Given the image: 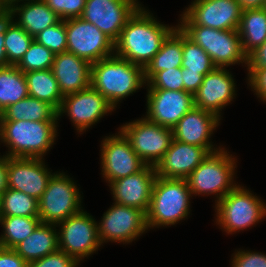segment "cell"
Returning a JSON list of instances; mask_svg holds the SVG:
<instances>
[{
    "instance_id": "cell-1",
    "label": "cell",
    "mask_w": 266,
    "mask_h": 267,
    "mask_svg": "<svg viewBox=\"0 0 266 267\" xmlns=\"http://www.w3.org/2000/svg\"><path fill=\"white\" fill-rule=\"evenodd\" d=\"M153 18L141 7L135 11L114 43L117 56L146 68L166 38L175 30Z\"/></svg>"
},
{
    "instance_id": "cell-36",
    "label": "cell",
    "mask_w": 266,
    "mask_h": 267,
    "mask_svg": "<svg viewBox=\"0 0 266 267\" xmlns=\"http://www.w3.org/2000/svg\"><path fill=\"white\" fill-rule=\"evenodd\" d=\"M34 40L44 45L47 49L55 55L66 52L67 49V35L65 29V20H60L58 23L41 31Z\"/></svg>"
},
{
    "instance_id": "cell-34",
    "label": "cell",
    "mask_w": 266,
    "mask_h": 267,
    "mask_svg": "<svg viewBox=\"0 0 266 267\" xmlns=\"http://www.w3.org/2000/svg\"><path fill=\"white\" fill-rule=\"evenodd\" d=\"M182 54L183 60L181 67L189 69V71L199 72L205 76L216 68L205 50L189 39L184 33Z\"/></svg>"
},
{
    "instance_id": "cell-18",
    "label": "cell",
    "mask_w": 266,
    "mask_h": 267,
    "mask_svg": "<svg viewBox=\"0 0 266 267\" xmlns=\"http://www.w3.org/2000/svg\"><path fill=\"white\" fill-rule=\"evenodd\" d=\"M51 177L40 158L7 157L8 188L39 200Z\"/></svg>"
},
{
    "instance_id": "cell-33",
    "label": "cell",
    "mask_w": 266,
    "mask_h": 267,
    "mask_svg": "<svg viewBox=\"0 0 266 267\" xmlns=\"http://www.w3.org/2000/svg\"><path fill=\"white\" fill-rule=\"evenodd\" d=\"M12 21L8 15L4 18V48L7 54L8 64L16 66L28 50L34 38Z\"/></svg>"
},
{
    "instance_id": "cell-49",
    "label": "cell",
    "mask_w": 266,
    "mask_h": 267,
    "mask_svg": "<svg viewBox=\"0 0 266 267\" xmlns=\"http://www.w3.org/2000/svg\"><path fill=\"white\" fill-rule=\"evenodd\" d=\"M19 1H22V0H6V3H16V2H19ZM27 1H29V0H27Z\"/></svg>"
},
{
    "instance_id": "cell-20",
    "label": "cell",
    "mask_w": 266,
    "mask_h": 267,
    "mask_svg": "<svg viewBox=\"0 0 266 267\" xmlns=\"http://www.w3.org/2000/svg\"><path fill=\"white\" fill-rule=\"evenodd\" d=\"M209 154L204 147L173 139L164 156L155 165L156 176L186 179Z\"/></svg>"
},
{
    "instance_id": "cell-29",
    "label": "cell",
    "mask_w": 266,
    "mask_h": 267,
    "mask_svg": "<svg viewBox=\"0 0 266 267\" xmlns=\"http://www.w3.org/2000/svg\"><path fill=\"white\" fill-rule=\"evenodd\" d=\"M28 94L59 110L63 95L51 69L25 72Z\"/></svg>"
},
{
    "instance_id": "cell-22",
    "label": "cell",
    "mask_w": 266,
    "mask_h": 267,
    "mask_svg": "<svg viewBox=\"0 0 266 267\" xmlns=\"http://www.w3.org/2000/svg\"><path fill=\"white\" fill-rule=\"evenodd\" d=\"M219 117L212 112L202 110L194 106L189 110L179 122L172 128L173 139L191 145L204 147L209 153L213 150V145L209 142L210 135L218 126Z\"/></svg>"
},
{
    "instance_id": "cell-38",
    "label": "cell",
    "mask_w": 266,
    "mask_h": 267,
    "mask_svg": "<svg viewBox=\"0 0 266 267\" xmlns=\"http://www.w3.org/2000/svg\"><path fill=\"white\" fill-rule=\"evenodd\" d=\"M61 20L80 17L86 0H43Z\"/></svg>"
},
{
    "instance_id": "cell-6",
    "label": "cell",
    "mask_w": 266,
    "mask_h": 267,
    "mask_svg": "<svg viewBox=\"0 0 266 267\" xmlns=\"http://www.w3.org/2000/svg\"><path fill=\"white\" fill-rule=\"evenodd\" d=\"M227 151L219 148L210 153L198 167L186 178L192 194H217L220 201L226 194L233 190L235 159Z\"/></svg>"
},
{
    "instance_id": "cell-40",
    "label": "cell",
    "mask_w": 266,
    "mask_h": 267,
    "mask_svg": "<svg viewBox=\"0 0 266 267\" xmlns=\"http://www.w3.org/2000/svg\"><path fill=\"white\" fill-rule=\"evenodd\" d=\"M232 263V267H266V255L238 251L235 253Z\"/></svg>"
},
{
    "instance_id": "cell-8",
    "label": "cell",
    "mask_w": 266,
    "mask_h": 267,
    "mask_svg": "<svg viewBox=\"0 0 266 267\" xmlns=\"http://www.w3.org/2000/svg\"><path fill=\"white\" fill-rule=\"evenodd\" d=\"M80 198L79 189L68 176L63 173L52 175L46 190L38 200L39 219L42 223L55 227L82 210Z\"/></svg>"
},
{
    "instance_id": "cell-16",
    "label": "cell",
    "mask_w": 266,
    "mask_h": 267,
    "mask_svg": "<svg viewBox=\"0 0 266 267\" xmlns=\"http://www.w3.org/2000/svg\"><path fill=\"white\" fill-rule=\"evenodd\" d=\"M194 106V95L184 90L148 89L145 118L172 129Z\"/></svg>"
},
{
    "instance_id": "cell-2",
    "label": "cell",
    "mask_w": 266,
    "mask_h": 267,
    "mask_svg": "<svg viewBox=\"0 0 266 267\" xmlns=\"http://www.w3.org/2000/svg\"><path fill=\"white\" fill-rule=\"evenodd\" d=\"M145 82L142 66L117 55L91 64L90 86L102 94L113 108Z\"/></svg>"
},
{
    "instance_id": "cell-12",
    "label": "cell",
    "mask_w": 266,
    "mask_h": 267,
    "mask_svg": "<svg viewBox=\"0 0 266 267\" xmlns=\"http://www.w3.org/2000/svg\"><path fill=\"white\" fill-rule=\"evenodd\" d=\"M242 9L237 0H195L183 13L180 26L238 30Z\"/></svg>"
},
{
    "instance_id": "cell-10",
    "label": "cell",
    "mask_w": 266,
    "mask_h": 267,
    "mask_svg": "<svg viewBox=\"0 0 266 267\" xmlns=\"http://www.w3.org/2000/svg\"><path fill=\"white\" fill-rule=\"evenodd\" d=\"M65 29L67 52L73 53L91 64L113 55L114 42L95 25L81 17L66 19Z\"/></svg>"
},
{
    "instance_id": "cell-25",
    "label": "cell",
    "mask_w": 266,
    "mask_h": 267,
    "mask_svg": "<svg viewBox=\"0 0 266 267\" xmlns=\"http://www.w3.org/2000/svg\"><path fill=\"white\" fill-rule=\"evenodd\" d=\"M27 263L58 249V234L52 224L40 223L34 232L13 248Z\"/></svg>"
},
{
    "instance_id": "cell-42",
    "label": "cell",
    "mask_w": 266,
    "mask_h": 267,
    "mask_svg": "<svg viewBox=\"0 0 266 267\" xmlns=\"http://www.w3.org/2000/svg\"><path fill=\"white\" fill-rule=\"evenodd\" d=\"M28 263L12 248L0 246V267H27Z\"/></svg>"
},
{
    "instance_id": "cell-23",
    "label": "cell",
    "mask_w": 266,
    "mask_h": 267,
    "mask_svg": "<svg viewBox=\"0 0 266 267\" xmlns=\"http://www.w3.org/2000/svg\"><path fill=\"white\" fill-rule=\"evenodd\" d=\"M51 70L63 97L90 87L91 63L73 53L56 54Z\"/></svg>"
},
{
    "instance_id": "cell-46",
    "label": "cell",
    "mask_w": 266,
    "mask_h": 267,
    "mask_svg": "<svg viewBox=\"0 0 266 267\" xmlns=\"http://www.w3.org/2000/svg\"><path fill=\"white\" fill-rule=\"evenodd\" d=\"M4 19L0 21V67L8 66L7 54L4 48Z\"/></svg>"
},
{
    "instance_id": "cell-7",
    "label": "cell",
    "mask_w": 266,
    "mask_h": 267,
    "mask_svg": "<svg viewBox=\"0 0 266 267\" xmlns=\"http://www.w3.org/2000/svg\"><path fill=\"white\" fill-rule=\"evenodd\" d=\"M217 222L227 233L249 227L266 215V206L249 190L237 185L216 204Z\"/></svg>"
},
{
    "instance_id": "cell-21",
    "label": "cell",
    "mask_w": 266,
    "mask_h": 267,
    "mask_svg": "<svg viewBox=\"0 0 266 267\" xmlns=\"http://www.w3.org/2000/svg\"><path fill=\"white\" fill-rule=\"evenodd\" d=\"M232 75L225 69L216 67L203 77L202 84L194 94V104L197 108L219 115L235 94V83Z\"/></svg>"
},
{
    "instance_id": "cell-43",
    "label": "cell",
    "mask_w": 266,
    "mask_h": 267,
    "mask_svg": "<svg viewBox=\"0 0 266 267\" xmlns=\"http://www.w3.org/2000/svg\"><path fill=\"white\" fill-rule=\"evenodd\" d=\"M203 77L204 76L199 72H193L189 71V69L182 68L184 91L194 95L202 84Z\"/></svg>"
},
{
    "instance_id": "cell-35",
    "label": "cell",
    "mask_w": 266,
    "mask_h": 267,
    "mask_svg": "<svg viewBox=\"0 0 266 267\" xmlns=\"http://www.w3.org/2000/svg\"><path fill=\"white\" fill-rule=\"evenodd\" d=\"M55 54L44 45L32 41L28 50L16 65L22 72L51 69Z\"/></svg>"
},
{
    "instance_id": "cell-32",
    "label": "cell",
    "mask_w": 266,
    "mask_h": 267,
    "mask_svg": "<svg viewBox=\"0 0 266 267\" xmlns=\"http://www.w3.org/2000/svg\"><path fill=\"white\" fill-rule=\"evenodd\" d=\"M0 223L5 231L0 237V246L14 248L18 243L31 235L41 223L39 217H0Z\"/></svg>"
},
{
    "instance_id": "cell-5",
    "label": "cell",
    "mask_w": 266,
    "mask_h": 267,
    "mask_svg": "<svg viewBox=\"0 0 266 267\" xmlns=\"http://www.w3.org/2000/svg\"><path fill=\"white\" fill-rule=\"evenodd\" d=\"M189 39L202 47L216 67L238 62L248 64L238 30H218L204 26H177Z\"/></svg>"
},
{
    "instance_id": "cell-17",
    "label": "cell",
    "mask_w": 266,
    "mask_h": 267,
    "mask_svg": "<svg viewBox=\"0 0 266 267\" xmlns=\"http://www.w3.org/2000/svg\"><path fill=\"white\" fill-rule=\"evenodd\" d=\"M113 109L106 98L90 86L65 96L58 110V118L66 111L77 130L83 132Z\"/></svg>"
},
{
    "instance_id": "cell-27",
    "label": "cell",
    "mask_w": 266,
    "mask_h": 267,
    "mask_svg": "<svg viewBox=\"0 0 266 267\" xmlns=\"http://www.w3.org/2000/svg\"><path fill=\"white\" fill-rule=\"evenodd\" d=\"M183 32L176 27L163 42L161 49L155 54L152 61L146 66L145 81H149L157 72L178 68L183 60Z\"/></svg>"
},
{
    "instance_id": "cell-3",
    "label": "cell",
    "mask_w": 266,
    "mask_h": 267,
    "mask_svg": "<svg viewBox=\"0 0 266 267\" xmlns=\"http://www.w3.org/2000/svg\"><path fill=\"white\" fill-rule=\"evenodd\" d=\"M57 121H0V140L11 149L7 157L40 158L56 137Z\"/></svg>"
},
{
    "instance_id": "cell-4",
    "label": "cell",
    "mask_w": 266,
    "mask_h": 267,
    "mask_svg": "<svg viewBox=\"0 0 266 267\" xmlns=\"http://www.w3.org/2000/svg\"><path fill=\"white\" fill-rule=\"evenodd\" d=\"M191 194L186 179H165L156 176L146 213L147 228L174 225L188 216Z\"/></svg>"
},
{
    "instance_id": "cell-11",
    "label": "cell",
    "mask_w": 266,
    "mask_h": 267,
    "mask_svg": "<svg viewBox=\"0 0 266 267\" xmlns=\"http://www.w3.org/2000/svg\"><path fill=\"white\" fill-rule=\"evenodd\" d=\"M58 249L71 255L77 262L94 253L101 245L97 223L83 210L58 223Z\"/></svg>"
},
{
    "instance_id": "cell-14",
    "label": "cell",
    "mask_w": 266,
    "mask_h": 267,
    "mask_svg": "<svg viewBox=\"0 0 266 267\" xmlns=\"http://www.w3.org/2000/svg\"><path fill=\"white\" fill-rule=\"evenodd\" d=\"M99 224L101 244L106 240L129 243L148 229L146 214L142 210L117 203L107 210Z\"/></svg>"
},
{
    "instance_id": "cell-24",
    "label": "cell",
    "mask_w": 266,
    "mask_h": 267,
    "mask_svg": "<svg viewBox=\"0 0 266 267\" xmlns=\"http://www.w3.org/2000/svg\"><path fill=\"white\" fill-rule=\"evenodd\" d=\"M6 4L7 15L13 19L15 13L18 12L20 19L15 23L33 38L41 31H44L61 20L43 0H33V2L29 0V2L19 5V7L17 5L15 6V3Z\"/></svg>"
},
{
    "instance_id": "cell-19",
    "label": "cell",
    "mask_w": 266,
    "mask_h": 267,
    "mask_svg": "<svg viewBox=\"0 0 266 267\" xmlns=\"http://www.w3.org/2000/svg\"><path fill=\"white\" fill-rule=\"evenodd\" d=\"M156 180L154 166L146 165L141 171L122 177L111 183L114 203L148 212L153 186Z\"/></svg>"
},
{
    "instance_id": "cell-30",
    "label": "cell",
    "mask_w": 266,
    "mask_h": 267,
    "mask_svg": "<svg viewBox=\"0 0 266 267\" xmlns=\"http://www.w3.org/2000/svg\"><path fill=\"white\" fill-rule=\"evenodd\" d=\"M28 95L24 72L14 65L0 67V113Z\"/></svg>"
},
{
    "instance_id": "cell-39",
    "label": "cell",
    "mask_w": 266,
    "mask_h": 267,
    "mask_svg": "<svg viewBox=\"0 0 266 267\" xmlns=\"http://www.w3.org/2000/svg\"><path fill=\"white\" fill-rule=\"evenodd\" d=\"M78 263L71 255L57 249L39 260L28 263L27 267H76Z\"/></svg>"
},
{
    "instance_id": "cell-37",
    "label": "cell",
    "mask_w": 266,
    "mask_h": 267,
    "mask_svg": "<svg viewBox=\"0 0 266 267\" xmlns=\"http://www.w3.org/2000/svg\"><path fill=\"white\" fill-rule=\"evenodd\" d=\"M147 83L149 89L183 91L182 67L159 71Z\"/></svg>"
},
{
    "instance_id": "cell-41",
    "label": "cell",
    "mask_w": 266,
    "mask_h": 267,
    "mask_svg": "<svg viewBox=\"0 0 266 267\" xmlns=\"http://www.w3.org/2000/svg\"><path fill=\"white\" fill-rule=\"evenodd\" d=\"M249 83L261 100L266 101V67L248 68Z\"/></svg>"
},
{
    "instance_id": "cell-26",
    "label": "cell",
    "mask_w": 266,
    "mask_h": 267,
    "mask_svg": "<svg viewBox=\"0 0 266 267\" xmlns=\"http://www.w3.org/2000/svg\"><path fill=\"white\" fill-rule=\"evenodd\" d=\"M57 118L58 111L52 105L29 95L0 113V121H57Z\"/></svg>"
},
{
    "instance_id": "cell-13",
    "label": "cell",
    "mask_w": 266,
    "mask_h": 267,
    "mask_svg": "<svg viewBox=\"0 0 266 267\" xmlns=\"http://www.w3.org/2000/svg\"><path fill=\"white\" fill-rule=\"evenodd\" d=\"M139 5L136 0H86L80 17L95 25L115 43Z\"/></svg>"
},
{
    "instance_id": "cell-9",
    "label": "cell",
    "mask_w": 266,
    "mask_h": 267,
    "mask_svg": "<svg viewBox=\"0 0 266 267\" xmlns=\"http://www.w3.org/2000/svg\"><path fill=\"white\" fill-rule=\"evenodd\" d=\"M120 131L131 148L149 166H154L164 156L173 140V130L142 118L121 127Z\"/></svg>"
},
{
    "instance_id": "cell-44",
    "label": "cell",
    "mask_w": 266,
    "mask_h": 267,
    "mask_svg": "<svg viewBox=\"0 0 266 267\" xmlns=\"http://www.w3.org/2000/svg\"><path fill=\"white\" fill-rule=\"evenodd\" d=\"M248 68L266 67V41L248 56Z\"/></svg>"
},
{
    "instance_id": "cell-45",
    "label": "cell",
    "mask_w": 266,
    "mask_h": 267,
    "mask_svg": "<svg viewBox=\"0 0 266 267\" xmlns=\"http://www.w3.org/2000/svg\"><path fill=\"white\" fill-rule=\"evenodd\" d=\"M8 189L7 156L0 157V196Z\"/></svg>"
},
{
    "instance_id": "cell-15",
    "label": "cell",
    "mask_w": 266,
    "mask_h": 267,
    "mask_svg": "<svg viewBox=\"0 0 266 267\" xmlns=\"http://www.w3.org/2000/svg\"><path fill=\"white\" fill-rule=\"evenodd\" d=\"M119 133V135L107 137L102 143V172L103 177L110 183L135 174L146 166L131 148L126 136L121 131Z\"/></svg>"
},
{
    "instance_id": "cell-31",
    "label": "cell",
    "mask_w": 266,
    "mask_h": 267,
    "mask_svg": "<svg viewBox=\"0 0 266 267\" xmlns=\"http://www.w3.org/2000/svg\"><path fill=\"white\" fill-rule=\"evenodd\" d=\"M38 204L36 198L8 188L0 196V217H39Z\"/></svg>"
},
{
    "instance_id": "cell-48",
    "label": "cell",
    "mask_w": 266,
    "mask_h": 267,
    "mask_svg": "<svg viewBox=\"0 0 266 267\" xmlns=\"http://www.w3.org/2000/svg\"><path fill=\"white\" fill-rule=\"evenodd\" d=\"M7 16L6 0H0V21Z\"/></svg>"
},
{
    "instance_id": "cell-28",
    "label": "cell",
    "mask_w": 266,
    "mask_h": 267,
    "mask_svg": "<svg viewBox=\"0 0 266 267\" xmlns=\"http://www.w3.org/2000/svg\"><path fill=\"white\" fill-rule=\"evenodd\" d=\"M238 33L243 51L249 56L266 41V9L242 10Z\"/></svg>"
},
{
    "instance_id": "cell-47",
    "label": "cell",
    "mask_w": 266,
    "mask_h": 267,
    "mask_svg": "<svg viewBox=\"0 0 266 267\" xmlns=\"http://www.w3.org/2000/svg\"><path fill=\"white\" fill-rule=\"evenodd\" d=\"M242 10L264 8L265 0H237Z\"/></svg>"
}]
</instances>
